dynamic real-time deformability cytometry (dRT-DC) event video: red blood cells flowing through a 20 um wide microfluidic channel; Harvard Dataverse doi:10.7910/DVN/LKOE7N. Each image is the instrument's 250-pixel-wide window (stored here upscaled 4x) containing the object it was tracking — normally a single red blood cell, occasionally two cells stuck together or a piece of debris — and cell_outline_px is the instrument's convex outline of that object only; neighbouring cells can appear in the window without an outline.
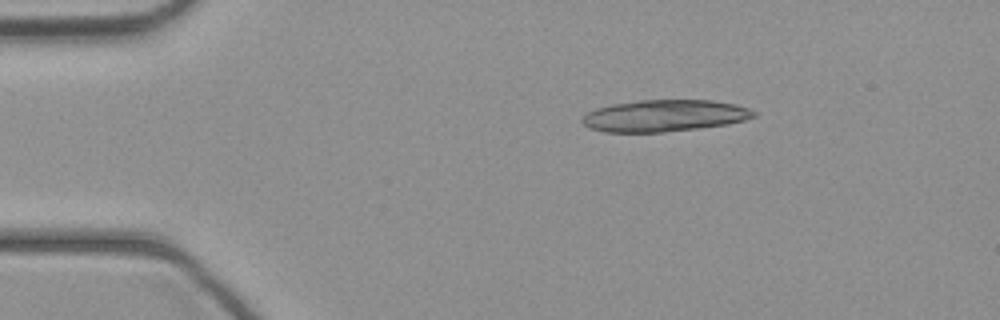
{"species": "common noctule bat (a hibernating species)", "species_latin": "Nyctalus noctula", "temperature_condition": "cold", "stored_images_in_passage": 9, "camera_frame_rate_fps": 3000, "um_per_image_px": 0.085, "animal": {"sex": "female", "body_mass_g": 21.9}, "frame": {"image": 1, "passage_image": 1, "time_ms": 0.0, "image_size_px": [1000, 320], "cell_outline_px": [[756, 116], [744, 120], [728, 124], [664, 132], [604, 132], [588, 128], [580, 120], [588, 112], [596, 108], [612, 104], [640, 100], [712, 100], [736, 104], [748, 108], [756, 112]], "centroid_in_image_um": [56.47, 9.83], "position_along_channel_um": 28.5, "area_um2": 31.73}}